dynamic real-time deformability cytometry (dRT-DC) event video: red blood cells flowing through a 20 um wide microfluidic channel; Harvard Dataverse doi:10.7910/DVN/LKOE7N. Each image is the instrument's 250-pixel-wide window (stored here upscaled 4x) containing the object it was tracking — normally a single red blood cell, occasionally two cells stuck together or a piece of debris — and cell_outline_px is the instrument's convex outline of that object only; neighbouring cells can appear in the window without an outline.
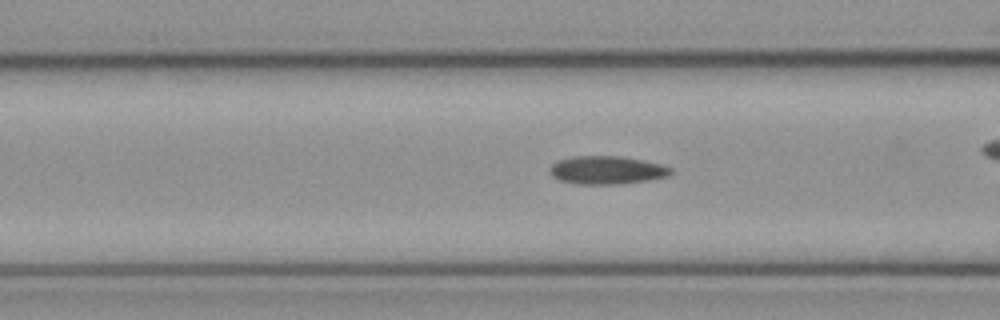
{"species": "common noctule bat (a hibernating species)", "species_latin": "Nyctalus noctula", "temperature_condition": "cold", "stored_images_in_passage": 46, "camera_frame_rate_fps": 3000, "um_per_image_px": 0.085, "animal": {"sex": "female", "body_mass_g": 21.9}, "frame": {"image": 1, "passage_image": 20, "time_ms": 6.333, "image_size_px": [1000, 320], "cell_outline_px": [[672, 172], [668, 176], [648, 180], [620, 184], [580, 184], [560, 180], [552, 176], [552, 164], [556, 160], [572, 156], [620, 156], [644, 160], [660, 164], [672, 168]], "centroid_in_image_um": [51.6, 14.45], "position_along_channel_um": 115.0, "area_um2": 19.77}}
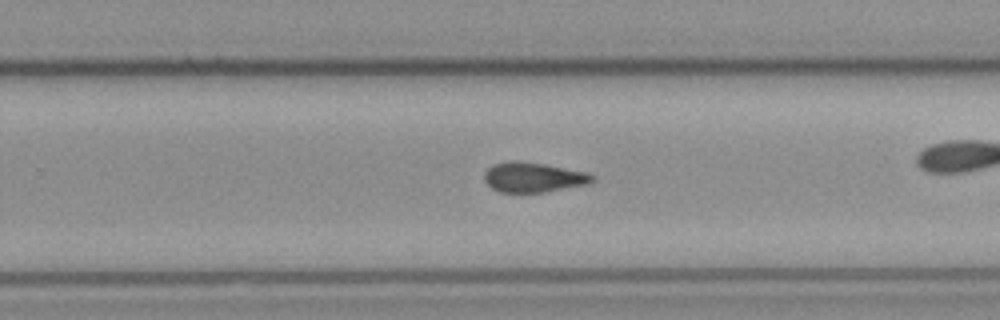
{"frame": {"image": 2, "passage_image": 33, "time_ms": 10.667, "image_size_px": [1000, 320], "cell_outline_px": [[596, 180], [588, 184], [544, 192], [500, 192], [492, 188], [484, 180], [484, 172], [492, 164], [508, 160], [516, 160], [544, 164], [588, 172], [596, 176]], "centroid_in_image_um": [45.34, 15.06], "position_along_channel_um": 284.5, "area_um2": 19.02}}